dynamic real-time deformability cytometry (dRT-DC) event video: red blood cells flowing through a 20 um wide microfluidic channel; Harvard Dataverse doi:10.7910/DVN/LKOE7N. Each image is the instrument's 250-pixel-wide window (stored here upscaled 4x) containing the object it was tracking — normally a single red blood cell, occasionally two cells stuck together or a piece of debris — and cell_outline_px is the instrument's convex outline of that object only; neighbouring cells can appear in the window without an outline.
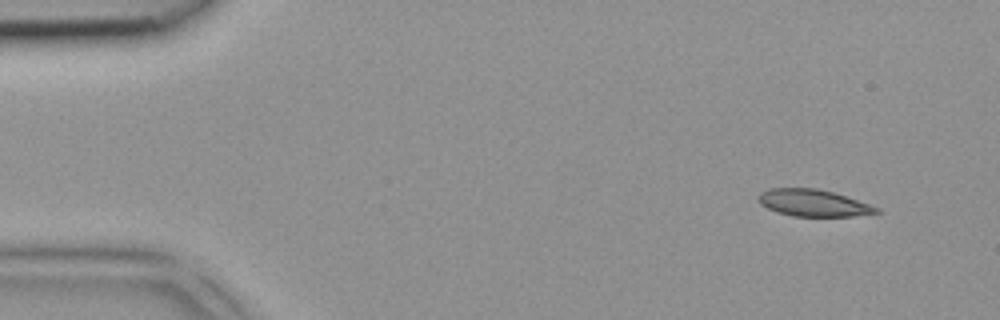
{"species": "common noctule bat (a hibernating species)", "species_latin": "Nyctalus noctula", "temperature_condition": "room temperature", "stored_images_in_passage": 2, "segment_of_instrument_passage": [2, 2], "camera_frame_rate_fps": 3000, "um_per_image_px": 0.085, "animal": {"sex": "female", "body_mass_g": 18.4}, "frame": {"image": 1, "passage_image": 2, "time_ms": 0.333, "image_size_px": [1000, 320], "cell_outline_px": [[880, 212], [852, 216], [792, 216], [776, 212], [760, 204], [760, 192], [768, 188], [816, 188], [832, 192], [880, 208]], "centroid_in_image_um": [69.1, 17.25], "position_along_channel_um": 15.9, "area_um2": 18.21}}